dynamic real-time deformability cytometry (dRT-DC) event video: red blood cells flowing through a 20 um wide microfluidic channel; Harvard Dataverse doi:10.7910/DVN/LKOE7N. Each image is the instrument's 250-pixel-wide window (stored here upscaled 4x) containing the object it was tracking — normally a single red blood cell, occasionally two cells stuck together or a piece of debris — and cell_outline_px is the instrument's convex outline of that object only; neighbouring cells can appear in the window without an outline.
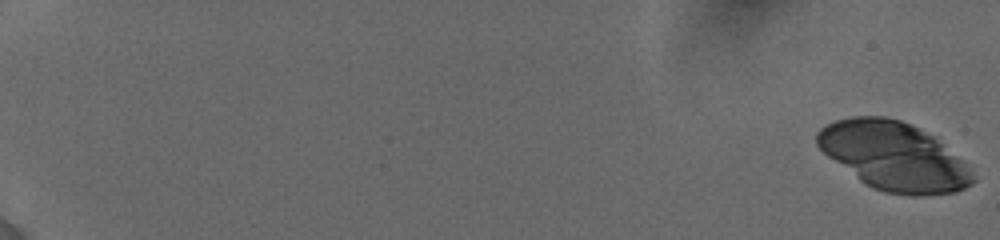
{"species": "human", "species_latin": "Homo sapiens", "temperature_condition": "cold", "stored_images_in_passage": 8, "camera_frame_rate_fps": 3000, "um_per_image_px": 0.085, "donor": {"sex": "female"}, "frame": {"image": 1, "passage_image": 1, "time_ms": 0.0, "image_size_px": [1000, 240], "cell_outline_px": [[976, 180], [972, 184], [956, 192], [920, 196], [912, 196], [884, 192], [872, 188], [860, 180], [828, 156], [816, 144], [816, 132], [824, 124], [836, 120], [852, 116], [888, 116], [900, 120], [936, 136], [964, 160], [972, 172]], "centroid_in_image_um": [76.0, 13.27], "position_along_channel_um": 9.0, "area_um2": 62.37}}